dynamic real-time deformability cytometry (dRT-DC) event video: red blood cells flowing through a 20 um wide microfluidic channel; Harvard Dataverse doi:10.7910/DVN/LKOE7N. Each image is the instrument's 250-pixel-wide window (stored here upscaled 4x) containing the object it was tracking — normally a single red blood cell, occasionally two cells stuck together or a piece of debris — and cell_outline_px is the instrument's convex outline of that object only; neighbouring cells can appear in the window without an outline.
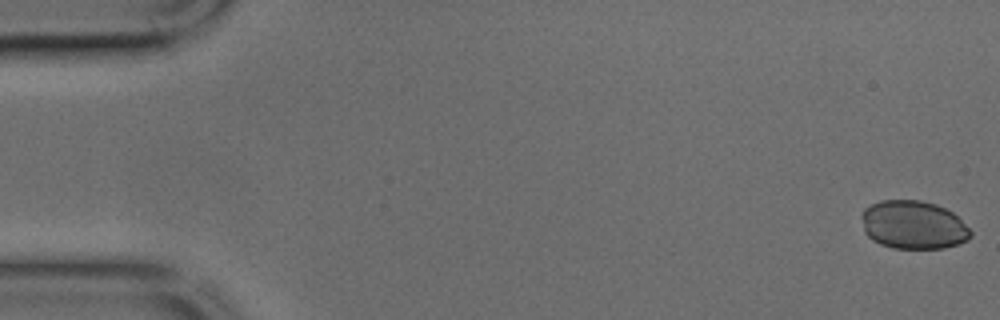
{"species": "common noctule bat (a hibernating species)", "species_latin": "Nyctalus noctula", "temperature_condition": "cold", "stored_images_in_passage": 46, "camera_frame_rate_fps": 3000, "um_per_image_px": 0.085, "animal": {"sex": "male", "body_mass_g": 17.9, "forearm_length_mm": 54.2}, "frame": {"image": 1, "passage_image": 1, "time_ms": 0.0, "image_size_px": [1000, 320], "cell_outline_px": [[972, 236], [968, 240], [944, 248], [892, 248], [880, 244], [872, 240], [864, 232], [860, 216], [864, 208], [880, 200], [920, 200], [936, 204], [952, 212], [972, 232]], "centroid_in_image_um": [77.59, 19.11], "position_along_channel_um": 7.4, "area_um2": 30.81}}
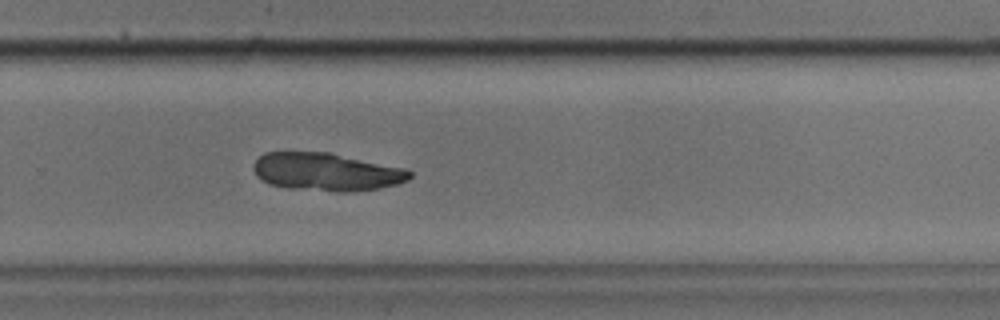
{"frame": {"image": 2, "passage_image": 30, "time_ms": 9.667, "image_size_px": [1000, 320], "cell_outline_px": [[412, 176], [408, 180], [396, 184], [380, 188], [352, 192], [336, 192], [288, 188], [268, 184], [260, 180], [256, 176], [252, 168], [252, 164], [264, 152], [332, 152], [408, 168], [412, 172]], "centroid_in_image_um": [27.76, 14.61], "position_along_channel_um": 302.0, "area_um2": 35.32}}
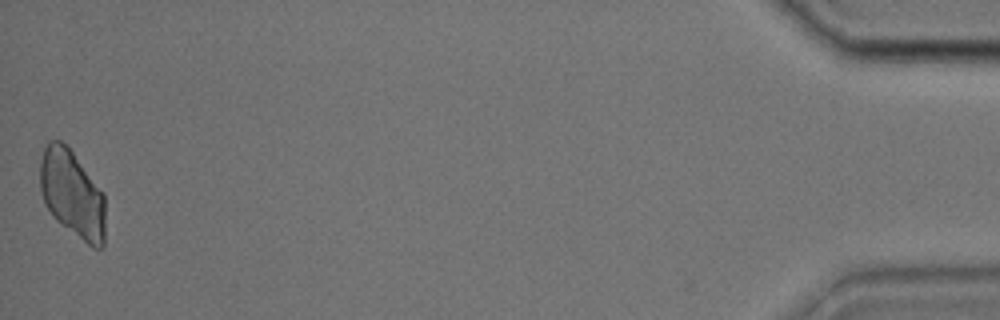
{"frame": {"image": 3, "passage_image": 45, "time_ms": 14.667, "image_size_px": [1000, 320], "cell_outline_px": [[104, 244], [100, 248], [92, 248], [56, 220], [52, 216], [44, 204], [40, 188], [40, 160], [44, 148], [48, 140], [60, 140], [72, 152], [104, 192]], "centroid_in_image_um": [6.12, 16.49], "position_along_channel_um": 429.1, "area_um2": 33.23}}